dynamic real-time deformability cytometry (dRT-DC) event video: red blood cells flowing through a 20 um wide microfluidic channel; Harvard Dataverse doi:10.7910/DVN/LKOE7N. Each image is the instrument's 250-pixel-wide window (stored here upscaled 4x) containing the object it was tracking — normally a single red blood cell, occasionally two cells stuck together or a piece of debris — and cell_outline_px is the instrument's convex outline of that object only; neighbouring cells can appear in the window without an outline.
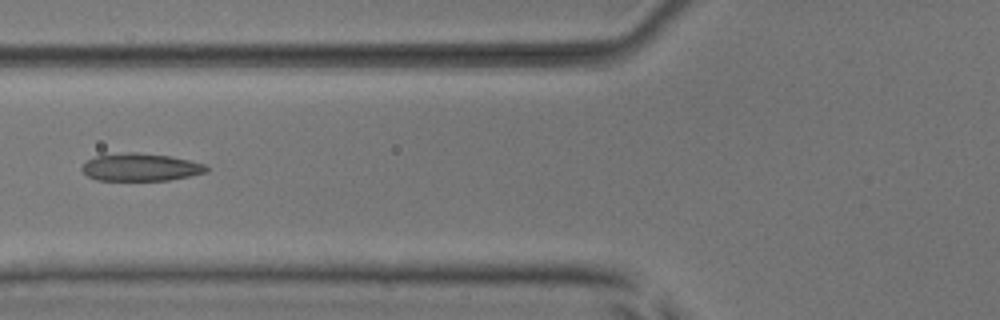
{"species": "common noctule bat (a hibernating species)", "species_latin": "Nyctalus noctula", "temperature_condition": "room temperature", "stored_images_in_passage": 7, "camera_frame_rate_fps": 3000, "um_per_image_px": 0.085, "animal": {"sex": "male", "body_mass_g": 17.9, "forearm_length_mm": 54.2}, "frame": {"image": 1, "passage_image": 6, "time_ms": 6.667, "image_size_px": [1000, 320], "cell_outline_px": [[208, 172], [168, 180], [96, 180], [88, 176], [80, 168], [88, 160], [96, 156], [128, 152], [136, 152], [168, 156], [188, 160], [204, 164], [208, 168]], "centroid_in_image_um": [11.94, 14.22], "position_along_channel_um": 113.9, "area_um2": 19.77}}
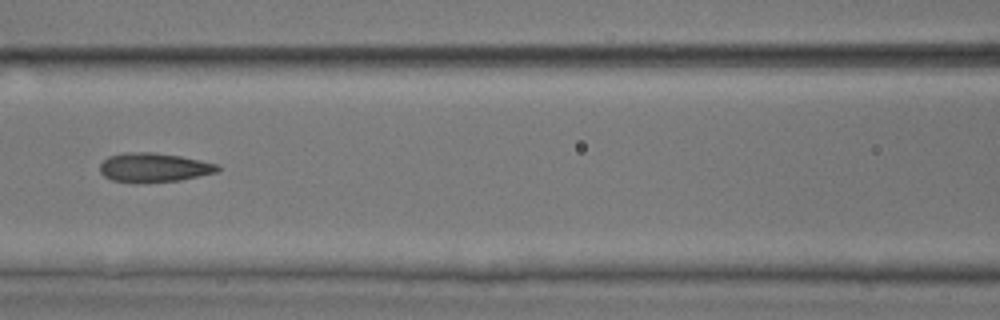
{"frame": {"image": 2, "passage_image": 7, "time_ms": 7.667, "image_size_px": [1000, 320], "cell_outline_px": [[220, 168], [216, 172], [180, 180], [112, 180], [104, 176], [100, 172], [100, 164], [108, 156], [124, 152], [152, 152], [180, 156], [220, 164]], "centroid_in_image_um": [13.1, 14.19], "position_along_channel_um": 153.5, "area_um2": 19.25}}